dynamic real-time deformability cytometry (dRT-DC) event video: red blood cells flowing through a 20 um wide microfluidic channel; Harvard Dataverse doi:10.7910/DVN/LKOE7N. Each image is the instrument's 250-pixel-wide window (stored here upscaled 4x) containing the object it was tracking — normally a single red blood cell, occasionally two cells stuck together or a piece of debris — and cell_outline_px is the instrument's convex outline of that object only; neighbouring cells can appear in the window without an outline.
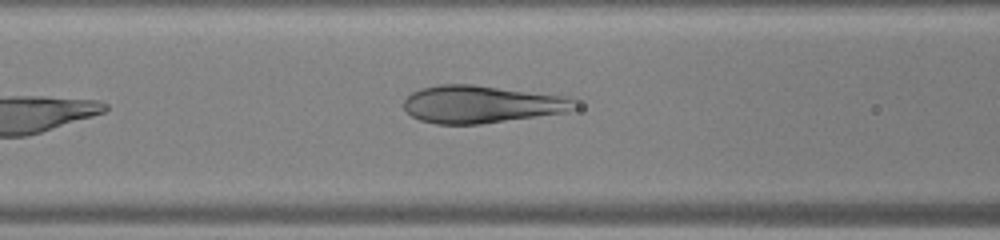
{"species": "human", "species_latin": "Homo sapiens", "temperature_condition": "warm", "stored_images_in_passage": 21, "camera_frame_rate_fps": 3000, "um_per_image_px": 0.085, "donor": {"sex": "male"}, "frame": {"image": 1, "passage_image": 7, "time_ms": 2.0, "image_size_px": [1000, 240], "cell_outline_px": [[576, 96], [572, 108], [564, 112], [480, 124], [436, 124], [420, 120], [412, 116], [404, 108], [404, 100], [412, 92], [420, 88], [440, 84], [472, 84]], "centroid_in_image_um": [40.93, 8.84], "position_along_channel_um": 125.7, "area_um2": 37.51}}
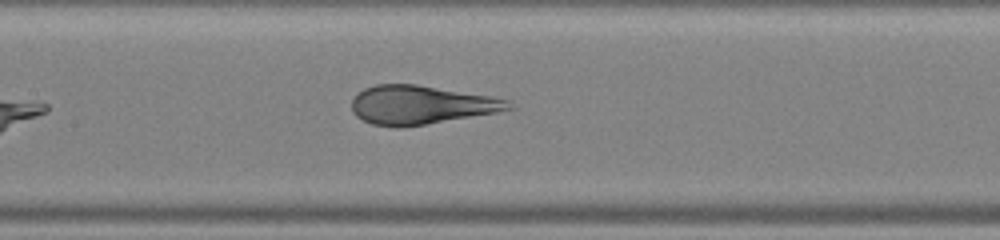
{"frame": {"image": 2, "passage_image": 10, "time_ms": 3.0, "image_size_px": [1000, 240], "cell_outline_px": [[516, 108], [496, 112], [400, 128], [396, 128], [372, 124], [356, 116], [352, 112], [352, 100], [356, 92], [364, 88], [376, 84], [416, 84], [492, 96], [508, 100]], "centroid_in_image_um": [35.74, 8.91], "position_along_channel_um": 171.7, "area_um2": 35.37}}
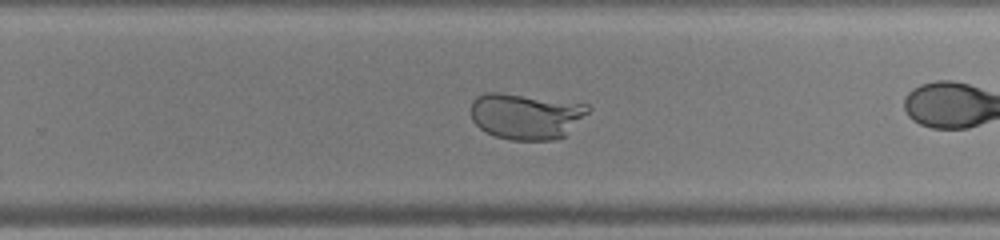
{"frame": {"image": 3, "passage_image": 15, "time_ms": 4.667, "image_size_px": [1000, 240], "cell_outline_px": [[592, 108], [564, 136], [552, 140], [512, 140], [496, 136], [484, 132], [472, 120], [472, 100], [476, 96], [484, 92], [496, 92], [588, 104]], "centroid_in_image_um": [44.68, 9.87], "position_along_channel_um": 285.1, "area_um2": 31.15}}